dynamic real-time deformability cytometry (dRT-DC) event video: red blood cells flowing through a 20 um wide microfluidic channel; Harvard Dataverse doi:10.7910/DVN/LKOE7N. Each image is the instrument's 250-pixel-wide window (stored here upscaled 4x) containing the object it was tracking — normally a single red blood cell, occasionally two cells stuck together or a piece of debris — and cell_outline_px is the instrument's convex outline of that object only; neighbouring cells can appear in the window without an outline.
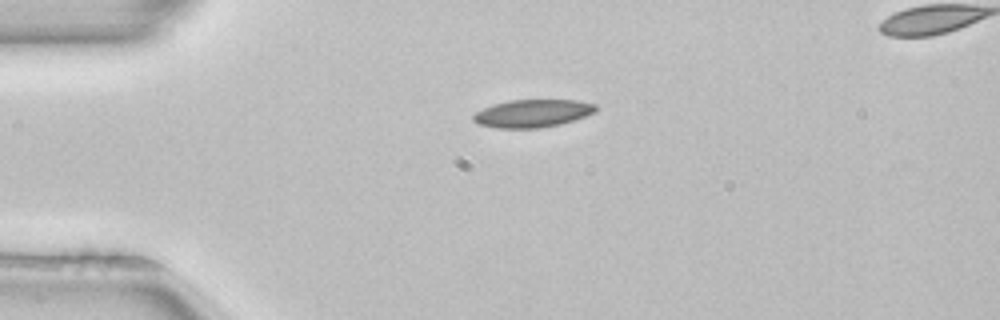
{"species": "common noctule bat (a hibernating species)", "species_latin": "Nyctalus noctula", "temperature_condition": "room temperature", "stored_images_in_passage": 41, "camera_frame_rate_fps": 3000, "um_per_image_px": 0.085, "animal": {"sex": "female", "body_mass_g": 22.7, "forearm_length_mm": 54.2}, "frame": {"image": 1, "passage_image": 1, "time_ms": 0.0, "image_size_px": [1000, 320], "cell_outline_px": [[596, 112], [560, 124], [540, 128], [496, 128], [480, 124], [472, 120], [472, 116], [476, 112], [492, 104], [512, 100], [576, 100], [596, 104]], "centroid_in_image_um": [45.25, 9.63], "position_along_channel_um": 39.7, "area_um2": 19.71}}
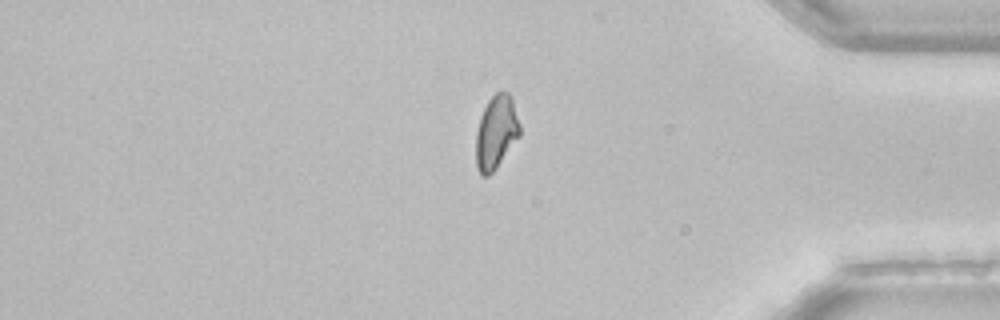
{"frame": {"image": 2, "passage_image": 32, "time_ms": 10.333, "image_size_px": [1000, 320], "cell_outline_px": [[520, 136], [496, 168], [488, 176], [480, 176], [476, 168], [476, 132], [480, 116], [488, 100], [496, 92], [508, 92], [512, 100], [520, 124]], "centroid_in_image_um": [42.16, 11.27], "position_along_channel_um": 393.0, "area_um2": 18.84}}
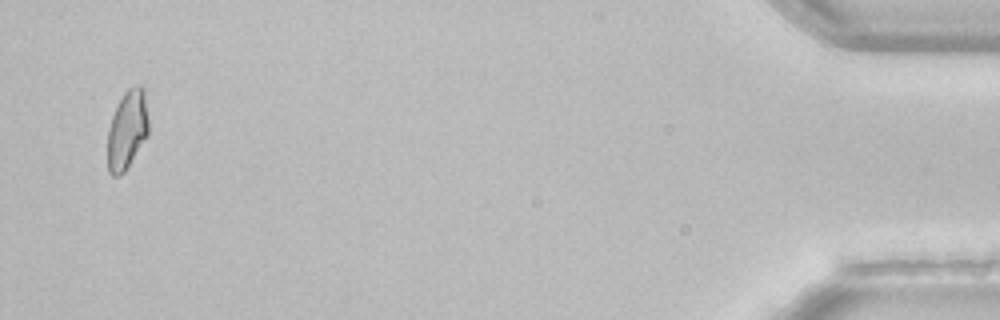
{"frame": {"image": 3, "passage_image": 39, "time_ms": 12.667, "image_size_px": [1000, 320], "cell_outline_px": [[148, 136], [124, 172], [120, 176], [112, 176], [108, 172], [108, 128], [112, 116], [124, 92], [128, 88], [136, 84], [140, 84], [144, 88], [148, 120]], "centroid_in_image_um": [10.82, 11.03], "position_along_channel_um": 424.4, "area_um2": 18.9}, "authors_computed_cell_mechanics": {"area_um2": 19.2474, "velocity_mm_per_s": 3.9698, "shape_relaxation_time_tau1_ms": 7.9542, "shape_relaxation_time_tau2_ms": 3.9395, "deformation_change_tau1": 0.1849, "deformation_change_tau2": 0.0952}}